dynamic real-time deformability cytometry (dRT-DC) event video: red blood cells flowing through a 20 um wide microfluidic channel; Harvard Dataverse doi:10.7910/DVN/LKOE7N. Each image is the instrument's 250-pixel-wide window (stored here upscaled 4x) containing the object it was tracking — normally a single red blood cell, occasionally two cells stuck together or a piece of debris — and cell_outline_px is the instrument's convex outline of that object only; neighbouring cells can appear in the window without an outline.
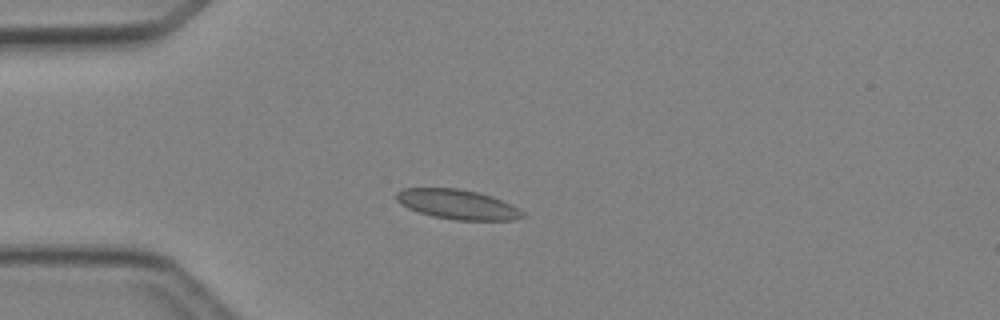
{"species": "Egyptian fruit bat (a non-hibernating species)", "species_latin": "Rousettus aegyptiacus", "temperature_condition": "cold", "stored_images_in_passage": 3, "camera_frame_rate_fps": 3000, "um_per_image_px": 0.085, "animal": {"sex": "female"}, "frame": {"image": 1, "passage_image": 3, "time_ms": 3.333, "image_size_px": [1000, 320], "cell_outline_px": [[524, 216], [512, 220], [456, 220], [432, 216], [408, 208], [400, 204], [396, 200], [396, 192], [404, 188], [456, 188], [476, 192], [492, 196], [512, 204], [520, 208], [524, 212]], "centroid_in_image_um": [38.89, 17.37], "position_along_channel_um": 46.1, "area_um2": 21.85}}